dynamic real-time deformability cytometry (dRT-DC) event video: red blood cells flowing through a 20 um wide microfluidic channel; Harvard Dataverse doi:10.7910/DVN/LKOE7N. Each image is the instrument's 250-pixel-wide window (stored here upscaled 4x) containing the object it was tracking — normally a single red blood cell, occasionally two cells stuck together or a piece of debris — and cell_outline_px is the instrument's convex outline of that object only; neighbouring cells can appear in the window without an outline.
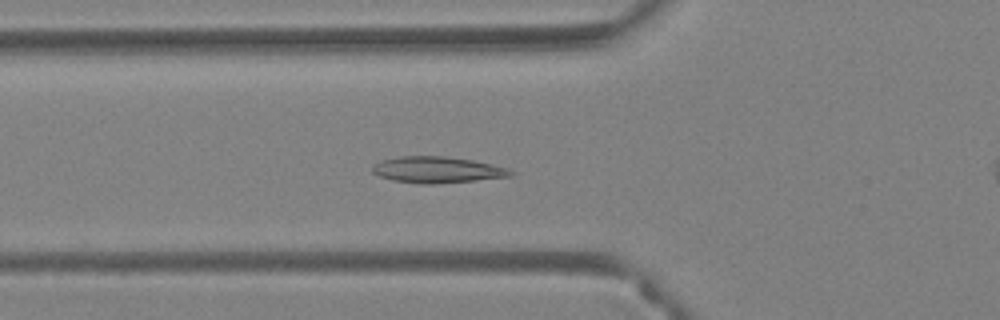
{"species": "Egyptian fruit bat (a non-hibernating species)", "species_latin": "Rousettus aegyptiacus", "temperature_condition": "warm", "stored_images_in_passage": 37, "camera_frame_rate_fps": 3000, "um_per_image_px": 0.085, "animal": {"sex": "female"}, "frame": {"image": 1, "passage_image": 3, "time_ms": 0.667, "image_size_px": [1000, 320], "cell_outline_px": [[516, 172], [512, 176], [476, 180], [436, 184], [420, 184], [392, 180], [380, 176], [372, 172], [372, 168], [380, 160], [400, 156], [444, 156], [472, 160], [508, 168]], "centroid_in_image_um": [37.17, 14.43], "position_along_channel_um": 88.6, "area_um2": 21.15}}
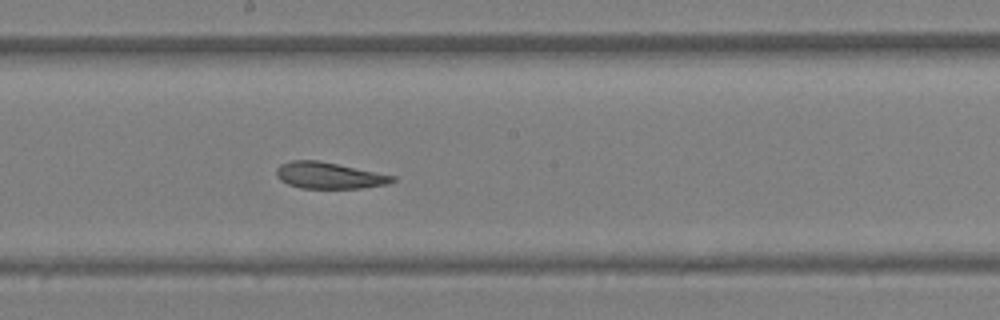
{"frame": {"image": 2, "passage_image": 13, "time_ms": 4.0, "image_size_px": [1000, 320], "cell_outline_px": [[396, 180], [388, 184], [360, 188], [300, 188], [288, 184], [280, 180], [276, 176], [276, 168], [280, 164], [292, 160], [316, 160], [396, 176]], "centroid_in_image_um": [27.94, 14.92], "position_along_channel_um": 220.3, "area_um2": 17.74}}
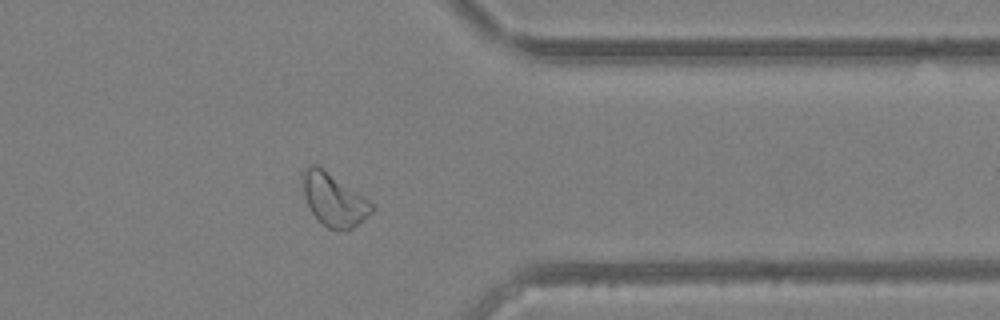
{"frame": {"image": 3, "passage_image": 26, "time_ms": 8.333, "image_size_px": [1000, 320], "cell_outline_px": [[376, 208], [364, 220], [352, 228], [328, 228], [320, 224], [312, 212], [304, 196], [300, 176], [308, 164], [316, 164], [324, 168], [368, 200]], "centroid_in_image_um": [28.33, 16.93], "position_along_channel_um": 383.1, "area_um2": 21.15}, "authors_computed_cell_mechanics": {"area_um2": 19.3052, "velocity_mm_per_s": 3.9497, "shape_relaxation_time_tau1_ms": null, "shape_relaxation_time_tau2_ms": 3.4022, "deformation_change_tau1": null, "deformation_change_tau2": 0.0904}}